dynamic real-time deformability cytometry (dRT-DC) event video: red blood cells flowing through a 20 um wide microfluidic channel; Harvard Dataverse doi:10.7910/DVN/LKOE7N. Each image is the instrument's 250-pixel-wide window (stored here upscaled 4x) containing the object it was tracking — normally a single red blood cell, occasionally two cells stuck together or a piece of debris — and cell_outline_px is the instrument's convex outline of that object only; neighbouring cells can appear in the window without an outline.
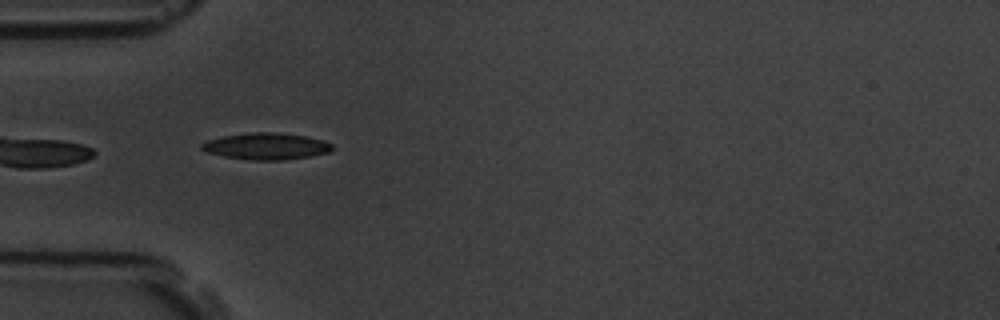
{"species": "common noctule bat (a hibernating species)", "species_latin": "Nyctalus noctula", "temperature_condition": "room temperature", "stored_images_in_passage": 39, "camera_frame_rate_fps": 3000, "um_per_image_px": 0.085, "animal": {"sex": "male", "body_mass_g": 19.5, "forearm_length_mm": 54.6}, "frame": {"image": 1, "passage_image": 2, "time_ms": 0.333, "image_size_px": [1000, 320], "cell_outline_px": [[332, 148], [328, 152], [308, 156], [284, 160], [252, 160], [224, 156], [208, 152], [200, 148], [200, 144], [208, 140], [224, 136], [248, 132], [276, 132], [304, 136], [324, 140], [332, 144]], "centroid_in_image_um": [22.61, 12.42], "position_along_channel_um": 62.4, "area_um2": 20.06}}
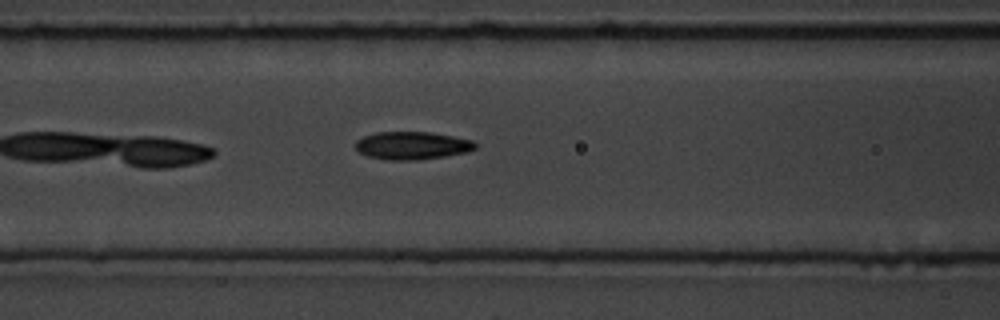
{"frame": {"image": 2, "passage_image": 8, "time_ms": 2.333, "image_size_px": [1000, 320], "cell_outline_px": [[476, 148], [468, 152], [444, 156], [416, 160], [388, 160], [368, 156], [360, 152], [356, 148], [356, 140], [364, 136], [376, 132], [432, 132], [472, 140], [476, 144]], "centroid_in_image_um": [35.03, 12.37], "position_along_channel_um": 131.6, "area_um2": 19.36}}
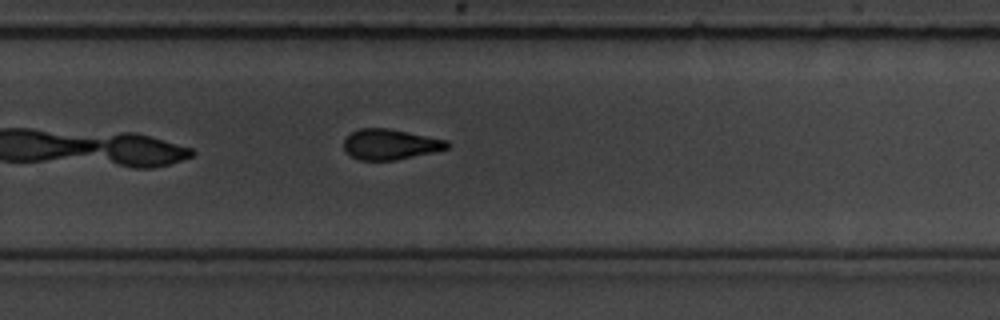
{"frame": {"image": 3, "passage_image": 22, "time_ms": 7.0, "image_size_px": [1000, 320], "cell_outline_px": [[452, 144], [448, 148], [436, 152], [396, 160], [360, 160], [344, 152], [344, 140], [352, 132], [360, 128], [388, 128], [448, 140]], "centroid_in_image_um": [33.2, 12.27], "position_along_channel_um": 296.6, "area_um2": 18.5}, "authors_computed_cell_mechanics": {"area_um2": 19.074, "velocity_mm_per_s": 3.5472, "shape_relaxation_time_tau1_ms": 3.6537, "shape_relaxation_time_tau2_ms": 3.7121, "deformation_change_tau1": 0.1227, "deformation_change_tau2": 0.1172}}